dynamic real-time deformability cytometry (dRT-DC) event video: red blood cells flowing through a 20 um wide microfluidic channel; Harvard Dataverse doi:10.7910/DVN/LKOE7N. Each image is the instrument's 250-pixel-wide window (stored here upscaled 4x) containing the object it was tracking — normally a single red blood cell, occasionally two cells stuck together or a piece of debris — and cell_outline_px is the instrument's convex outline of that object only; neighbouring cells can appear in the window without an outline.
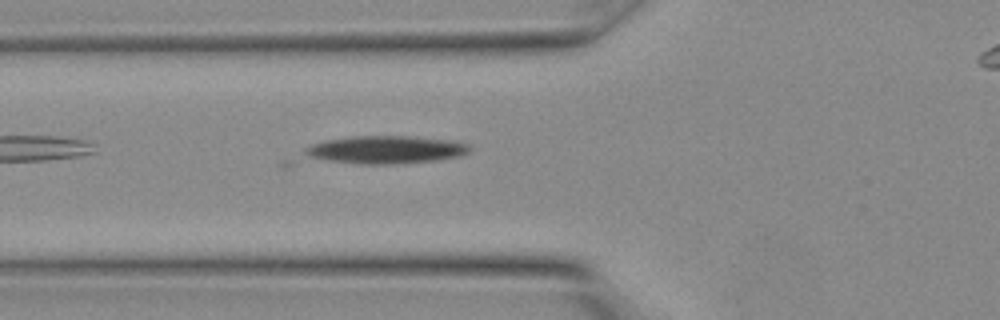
{"species": "Egyptian fruit bat (a non-hibernating species)", "species_latin": "Rousettus aegyptiacus", "temperature_condition": "warm", "stored_images_in_passage": 10, "camera_frame_rate_fps": 3000, "um_per_image_px": 0.085, "animal": {"sex": "female"}, "frame": {"image": 1, "passage_image": 8, "time_ms": 2.333, "image_size_px": [1000, 320], "cell_outline_px": [[472, 152], [460, 156], [440, 160], [396, 164], [360, 164], [328, 160], [308, 156], [304, 152], [312, 144], [324, 140], [348, 136], [408, 136], [452, 140], [472, 144]], "centroid_in_image_um": [32.91, 12.72], "position_along_channel_um": 92.9, "area_um2": 26.93}}
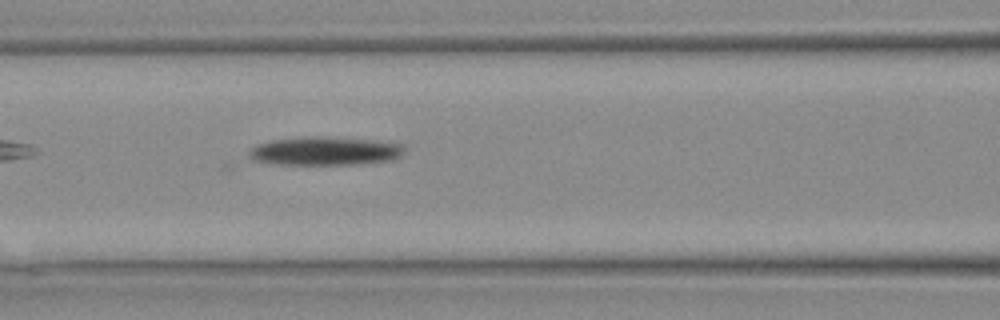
{"frame": {"image": 2, "passage_image": 10, "time_ms": 3.0, "image_size_px": [1000, 320], "cell_outline_px": [[404, 152], [400, 156], [392, 160], [356, 164], [280, 164], [256, 160], [248, 152], [256, 144], [272, 140], [304, 136], [320, 136], [392, 140], [404, 144]], "centroid_in_image_um": [27.76, 12.8], "position_along_channel_um": 138.8, "area_um2": 26.18}}